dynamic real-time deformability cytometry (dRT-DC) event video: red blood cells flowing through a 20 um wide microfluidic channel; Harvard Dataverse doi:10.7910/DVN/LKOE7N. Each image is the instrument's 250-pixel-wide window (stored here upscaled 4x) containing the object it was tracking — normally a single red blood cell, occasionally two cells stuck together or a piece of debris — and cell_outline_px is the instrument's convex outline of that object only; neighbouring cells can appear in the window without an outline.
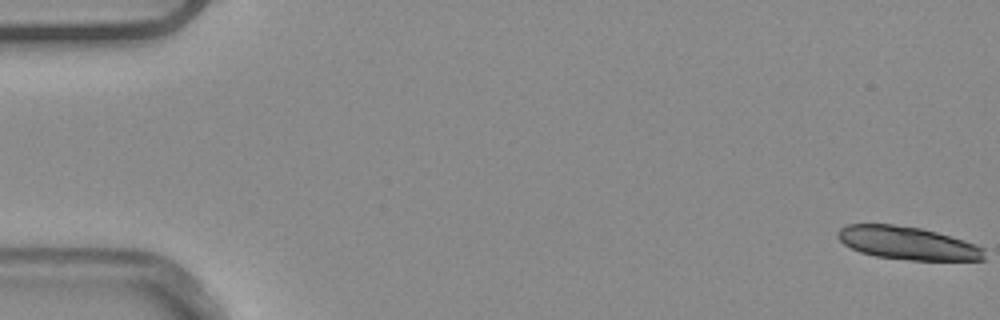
{"species": "common noctule bat (a hibernating species)", "species_latin": "Nyctalus noctula", "temperature_condition": "warm", "stored_images_in_passage": 17, "camera_frame_rate_fps": 3000, "um_per_image_px": 0.085, "animal": {"sex": "male", "body_mass_g": 20.4}, "frame": {"image": 1, "passage_image": 1, "time_ms": 0.0, "image_size_px": [1000, 320], "cell_outline_px": [[984, 260], [912, 260], [876, 256], [860, 252], [844, 244], [836, 236], [836, 232], [840, 228], [848, 224], [892, 224], [920, 228], [936, 232], [964, 240], [976, 244], [984, 248]], "centroid_in_image_um": [77.13, 20.66], "position_along_channel_um": 7.9, "area_um2": 28.09}}